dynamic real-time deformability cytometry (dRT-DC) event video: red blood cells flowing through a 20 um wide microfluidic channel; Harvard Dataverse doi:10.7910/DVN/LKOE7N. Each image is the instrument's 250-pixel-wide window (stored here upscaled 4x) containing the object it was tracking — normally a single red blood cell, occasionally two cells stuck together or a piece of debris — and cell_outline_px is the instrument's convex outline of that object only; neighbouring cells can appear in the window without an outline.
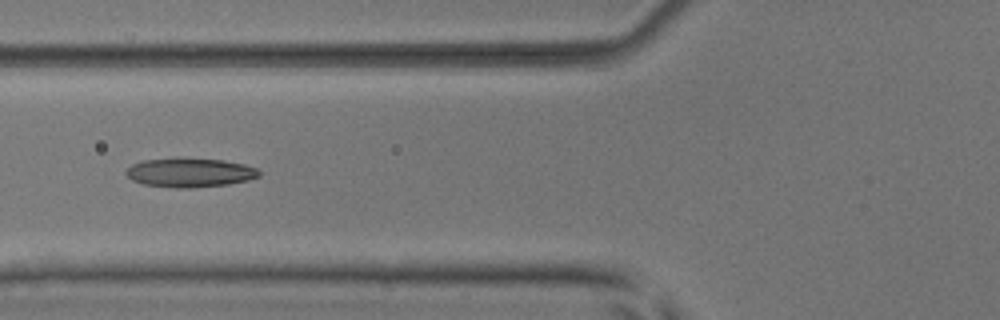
{"species": "common noctule bat (a hibernating species)", "species_latin": "Nyctalus noctula", "temperature_condition": "room temperature", "stored_images_in_passage": 7, "camera_frame_rate_fps": 3000, "um_per_image_px": 0.085, "animal": {"sex": "male", "body_mass_g": 17.9, "forearm_length_mm": 54.2}, "frame": {"image": 1, "passage_image": 6, "time_ms": 6.0, "image_size_px": [1000, 320], "cell_outline_px": [[260, 176], [248, 180], [228, 184], [192, 188], [176, 188], [144, 184], [132, 180], [124, 172], [132, 164], [144, 160], [176, 156], [220, 160], [244, 164], [256, 168], [260, 172]], "centroid_in_image_um": [16.11, 14.65], "position_along_channel_um": 109.7, "area_um2": 22.89}}
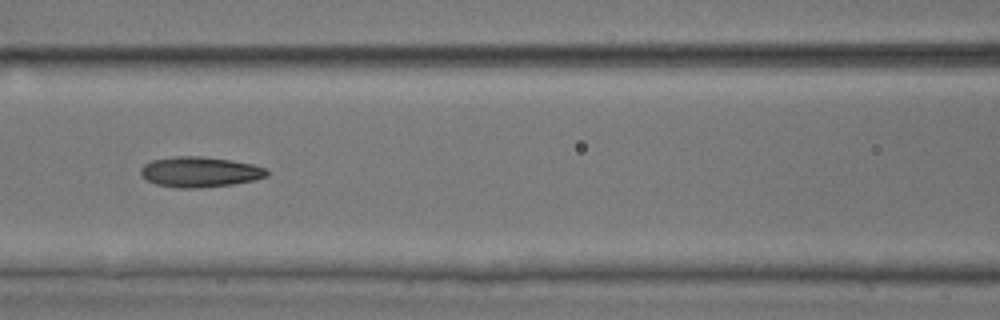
{"frame": {"image": 2, "passage_image": 7, "time_ms": 7.0, "image_size_px": [1000, 320], "cell_outline_px": [[268, 176], [256, 180], [232, 184], [200, 188], [176, 188], [156, 184], [140, 176], [140, 168], [144, 164], [152, 160], [176, 156], [200, 156], [232, 160], [252, 164], [268, 168]], "centroid_in_image_um": [17.0, 14.61], "position_along_channel_um": 149.6, "area_um2": 22.54}}